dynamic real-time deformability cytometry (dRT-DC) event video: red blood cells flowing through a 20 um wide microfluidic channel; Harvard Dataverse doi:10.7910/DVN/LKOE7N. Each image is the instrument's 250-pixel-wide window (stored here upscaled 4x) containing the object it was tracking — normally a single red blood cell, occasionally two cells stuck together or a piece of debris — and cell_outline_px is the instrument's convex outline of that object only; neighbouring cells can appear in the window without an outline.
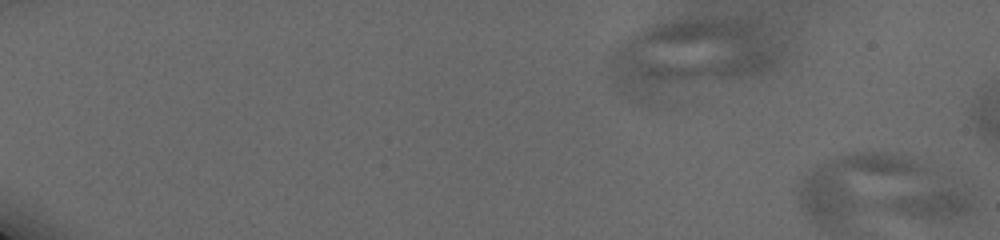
{"species": "human", "species_latin": "Homo sapiens", "temperature_condition": "cold", "stored_images_in_passage": 5, "segment_of_instrument_passage": [2, 2], "camera_frame_rate_fps": 3000, "um_per_image_px": 0.085, "donor": {"sex": "male"}, "frame": {"image": 1, "passage_image": 5, "time_ms": 1.333, "image_size_px": [1000, 240], "cell_outline_px": [[972, 208], [968, 212], [952, 220], [936, 220], [912, 216], [884, 208], [876, 204], [940, 176], [944, 176], [964, 184], [972, 200]], "centroid_in_image_um": [79.27, 17.03], "position_along_channel_um": 5.7, "area_um2": 19.02}}